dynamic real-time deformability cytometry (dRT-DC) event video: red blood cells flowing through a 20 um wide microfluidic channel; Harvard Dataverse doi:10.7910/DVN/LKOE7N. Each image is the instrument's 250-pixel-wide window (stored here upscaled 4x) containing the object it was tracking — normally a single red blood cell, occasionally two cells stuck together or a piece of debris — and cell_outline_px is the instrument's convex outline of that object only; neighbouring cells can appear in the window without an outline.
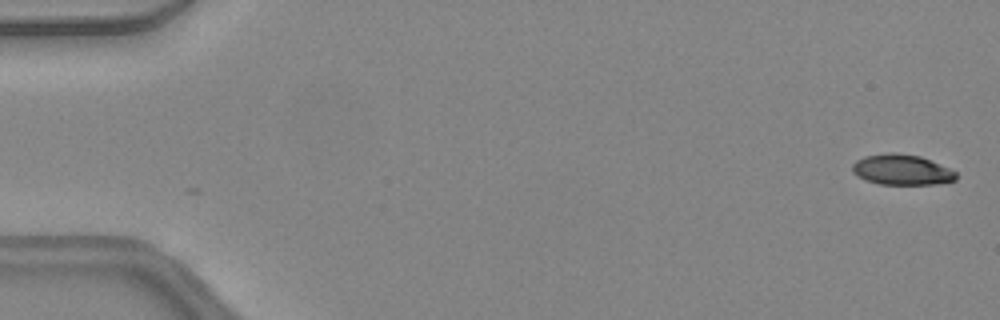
{"species": "common noctule bat (a hibernating species)", "species_latin": "Nyctalus noctula", "temperature_condition": "warm", "stored_images_in_passage": 2, "camera_frame_rate_fps": 3000, "um_per_image_px": 0.085, "animal": {"sex": "female", "body_mass_g": 24.6, "forearm_length_mm": 56.2}, "frame": {"image": 1, "passage_image": 1, "time_ms": 0.0, "image_size_px": [1000, 320], "cell_outline_px": [[956, 180], [936, 184], [880, 184], [856, 176], [852, 172], [852, 164], [856, 160], [864, 156], [888, 152], [896, 152], [920, 156], [948, 168], [956, 172]], "centroid_in_image_um": [76.61, 14.42], "position_along_channel_um": 8.4, "area_um2": 18.38}}